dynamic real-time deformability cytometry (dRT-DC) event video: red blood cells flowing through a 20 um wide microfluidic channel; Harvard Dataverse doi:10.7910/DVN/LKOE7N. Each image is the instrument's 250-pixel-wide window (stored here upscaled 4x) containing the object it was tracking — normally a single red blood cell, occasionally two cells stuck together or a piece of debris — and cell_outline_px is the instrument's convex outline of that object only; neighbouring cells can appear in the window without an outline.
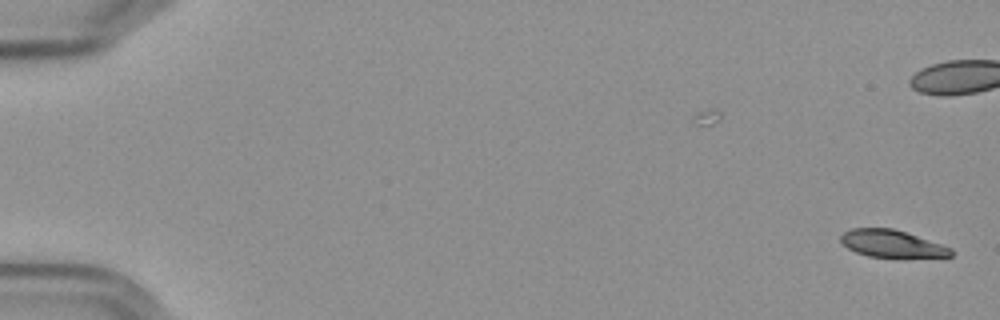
{"species": "Egyptian fruit bat (a non-hibernating species)", "species_latin": "Rousettus aegyptiacus", "temperature_condition": "cold", "stored_images_in_passage": 58, "camera_frame_rate_fps": 3000, "um_per_image_px": 0.085, "frame": {"image": 1, "passage_image": 1, "time_ms": 0.0, "image_size_px": [1000, 320], "cell_outline_px": [[952, 256], [868, 256], [856, 252], [848, 248], [840, 240], [840, 236], [844, 232], [852, 228], [892, 228], [952, 248]], "centroid_in_image_um": [75.74, 20.69], "position_along_channel_um": 9.3, "area_um2": 16.82}}
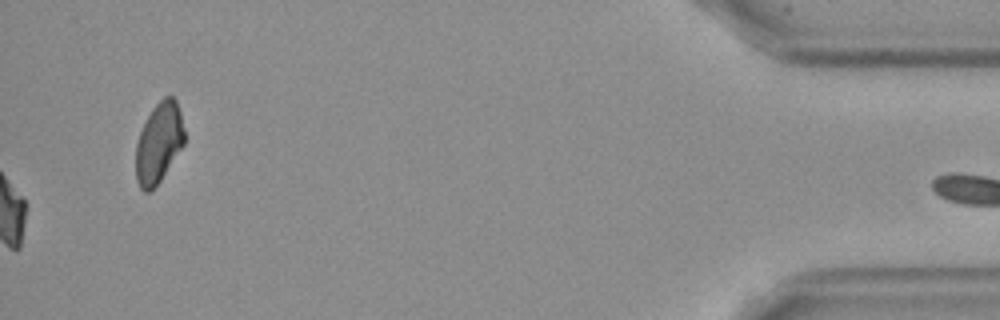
{"frame": {"image": 2, "passage_image": 58, "time_ms": 19.0, "image_size_px": [1000, 320], "cell_outline_px": [[184, 144], [160, 180], [148, 192], [144, 192], [140, 188], [136, 180], [136, 144], [140, 132], [152, 108], [164, 96], [172, 96], [176, 100], [180, 112], [184, 128]], "centroid_in_image_um": [13.49, 12.13], "position_along_channel_um": 421.7, "area_um2": 22.43}, "authors_computed_cell_mechanics": {"area_um2": 20.1433, "velocity_mm_per_s": 3.5966, "shape_relaxation_time_tau1_ms": 5.1676, "shape_relaxation_time_tau2_ms": null, "deformation_change_tau1": 0.1348, "deformation_change_tau2": null}}